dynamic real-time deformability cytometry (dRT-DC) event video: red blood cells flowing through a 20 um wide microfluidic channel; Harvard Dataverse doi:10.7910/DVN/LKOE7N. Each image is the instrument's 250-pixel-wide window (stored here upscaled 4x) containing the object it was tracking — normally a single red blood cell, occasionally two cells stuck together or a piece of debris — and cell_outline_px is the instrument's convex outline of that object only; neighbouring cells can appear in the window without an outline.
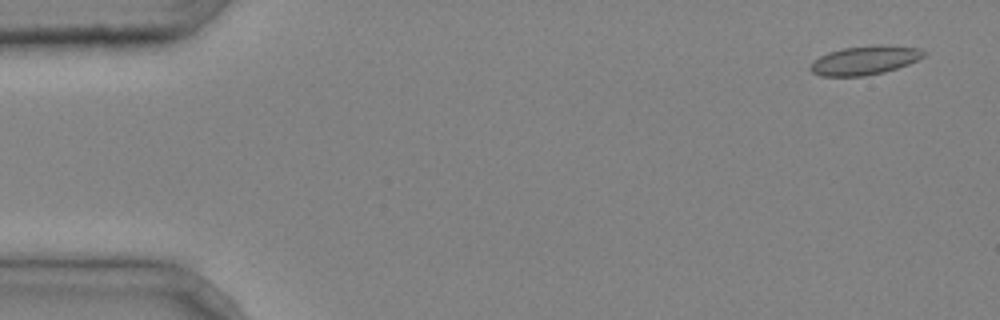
{"species": "common noctule bat (a hibernating species)", "species_latin": "Nyctalus noctula", "temperature_condition": "cold", "stored_images_in_passage": 5, "camera_frame_rate_fps": 3000, "um_per_image_px": 0.085, "animal": {"sex": "male", "body_mass_g": 20.4}, "frame": {"image": 1, "passage_image": 1, "time_ms": 0.0, "image_size_px": [1000, 320], "cell_outline_px": [[928, 52], [924, 56], [908, 64], [884, 72], [864, 76], [820, 76], [812, 72], [808, 68], [812, 60], [828, 52], [844, 48], [920, 48]], "centroid_in_image_um": [73.4, 5.19], "position_along_channel_um": 11.6, "area_um2": 18.09}}
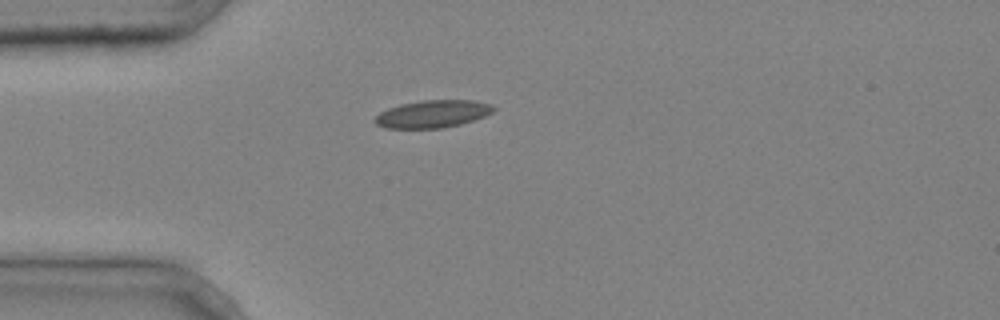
{"frame": {"image": 2, "passage_image": 4, "time_ms": 1.0, "image_size_px": [1000, 320], "cell_outline_px": [[496, 108], [492, 112], [484, 116], [460, 124], [444, 128], [384, 128], [376, 124], [372, 120], [380, 112], [388, 108], [400, 104], [424, 100], [472, 100], [492, 104]], "centroid_in_image_um": [36.75, 9.68], "position_along_channel_um": 48.2, "area_um2": 19.02}}
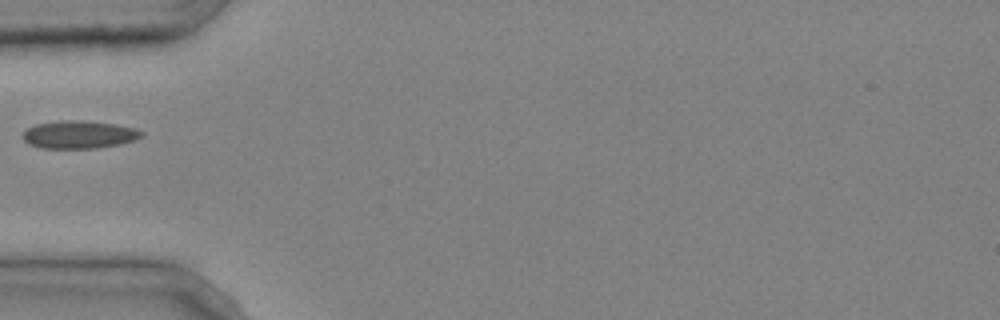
{"frame": {"image": 3, "passage_image": 5, "time_ms": 1.333, "image_size_px": [1000, 320], "cell_outline_px": [[144, 136], [136, 140], [120, 144], [96, 148], [40, 148], [28, 144], [24, 140], [24, 132], [28, 128], [36, 124], [60, 120], [80, 120], [116, 124], [136, 128], [144, 132]], "centroid_in_image_um": [6.76, 11.44], "position_along_channel_um": 78.2, "area_um2": 19.36}}